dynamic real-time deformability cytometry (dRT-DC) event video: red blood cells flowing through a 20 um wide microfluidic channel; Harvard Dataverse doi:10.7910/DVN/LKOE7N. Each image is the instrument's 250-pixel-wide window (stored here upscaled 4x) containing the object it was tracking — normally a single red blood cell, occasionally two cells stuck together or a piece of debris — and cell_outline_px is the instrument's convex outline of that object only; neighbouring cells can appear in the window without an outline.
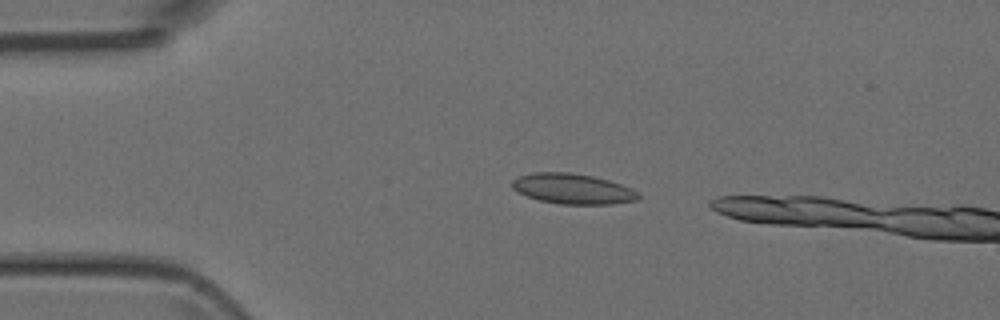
{"species": "Egyptian fruit bat (a non-hibernating species)", "species_latin": "Rousettus aegyptiacus", "temperature_condition": "room temperature", "stored_images_in_passage": 3, "camera_frame_rate_fps": 3000, "um_per_image_px": 0.085, "animal": {"sex": "female"}, "frame": {"image": 1, "passage_image": 2, "time_ms": 1.0, "image_size_px": [1000, 320], "cell_outline_px": [[640, 196], [636, 200], [612, 204], [560, 204], [540, 200], [528, 196], [512, 188], [512, 180], [520, 176], [536, 172], [568, 172], [592, 176], [608, 180], [632, 188]], "centroid_in_image_um": [48.69, 16.05], "position_along_channel_um": 36.3, "area_um2": 22.02}}